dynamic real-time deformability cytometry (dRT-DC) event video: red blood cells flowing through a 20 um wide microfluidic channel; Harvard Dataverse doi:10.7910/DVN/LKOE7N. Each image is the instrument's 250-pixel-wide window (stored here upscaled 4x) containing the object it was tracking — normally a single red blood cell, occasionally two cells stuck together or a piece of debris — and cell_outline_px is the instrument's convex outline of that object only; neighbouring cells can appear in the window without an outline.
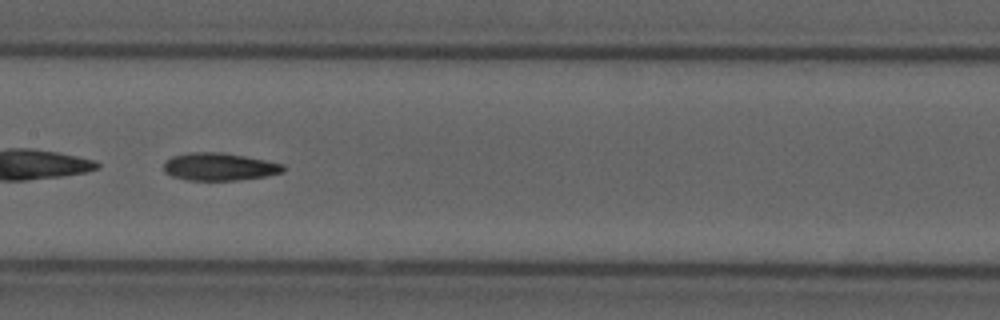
{"species": "common noctule bat (a hibernating species)", "species_latin": "Nyctalus noctula", "temperature_condition": "cold", "stored_images_in_passage": 52, "camera_frame_rate_fps": 3000, "um_per_image_px": 0.085, "animal": {"sex": "male", "forearm_length_mm": 52.5}, "frame": {"image": 1, "passage_image": 26, "time_ms": 8.333, "image_size_px": [1000, 320], "cell_outline_px": [[284, 172], [264, 176], [236, 180], [188, 180], [172, 176], [164, 172], [164, 160], [172, 156], [188, 152], [220, 152], [244, 156], [284, 164]], "centroid_in_image_um": [18.6, 14.16], "position_along_channel_um": 188.8, "area_um2": 19.19}}
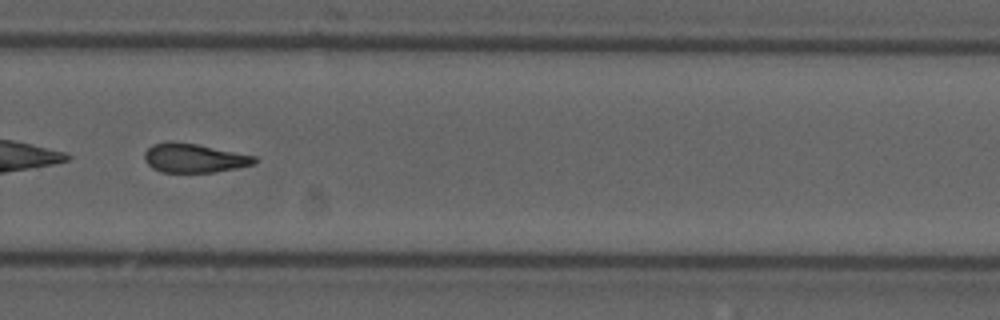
{"frame": {"image": 2, "passage_image": 36, "time_ms": 11.667, "image_size_px": [1000, 320], "cell_outline_px": [[256, 164], [236, 168], [212, 172], [160, 172], [152, 168], [144, 160], [144, 152], [152, 144], [172, 140], [196, 144], [256, 156]], "centroid_in_image_um": [16.46, 13.43], "position_along_channel_um": 313.3, "area_um2": 18.67}}